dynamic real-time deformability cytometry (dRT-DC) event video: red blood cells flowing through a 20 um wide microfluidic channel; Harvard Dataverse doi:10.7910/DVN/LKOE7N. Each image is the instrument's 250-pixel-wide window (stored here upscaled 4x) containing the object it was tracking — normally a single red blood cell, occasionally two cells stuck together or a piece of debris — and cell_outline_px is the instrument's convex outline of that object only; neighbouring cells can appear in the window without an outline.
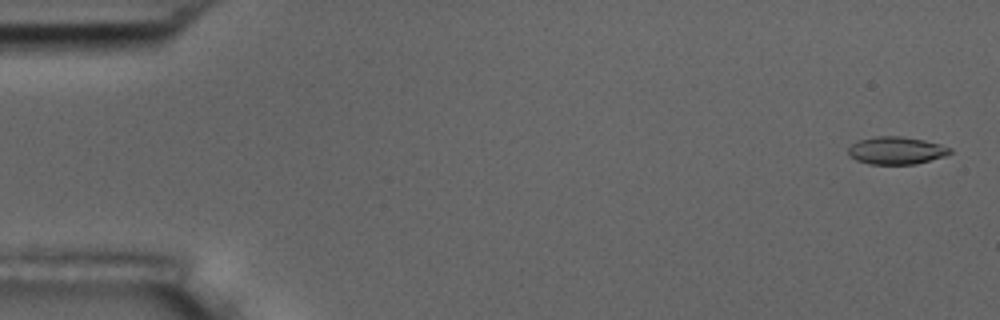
{"species": "common noctule bat (a hibernating species)", "species_latin": "Nyctalus noctula", "temperature_condition": "room temperature", "stored_images_in_passage": 55, "camera_frame_rate_fps": 3000, "um_per_image_px": 0.085, "animal": {"sex": "male", "body_mass_g": 17.5, "forearm_length_mm": 52.3}, "frame": {"image": 1, "passage_image": 2, "time_ms": 0.333, "image_size_px": [1000, 320], "cell_outline_px": [[952, 152], [944, 156], [916, 164], [868, 164], [856, 160], [848, 156], [848, 148], [852, 144], [860, 140], [876, 136], [900, 136], [924, 140], [940, 144], [952, 148]], "centroid_in_image_um": [76.17, 12.8], "position_along_channel_um": 8.8, "area_um2": 16.36}}
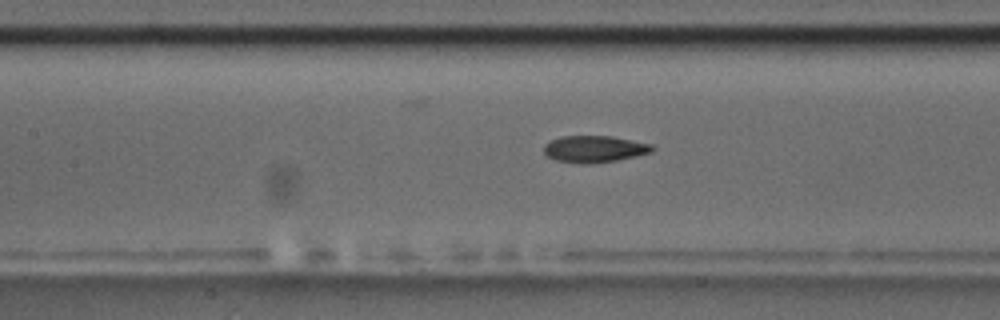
{"frame": {"image": 2, "passage_image": 25, "time_ms": 8.0, "image_size_px": [1000, 320], "cell_outline_px": [[656, 148], [652, 152], [636, 156], [616, 160], [588, 164], [556, 160], [548, 156], [544, 152], [544, 144], [548, 140], [560, 136], [612, 136], [652, 144]], "centroid_in_image_um": [50.53, 12.65], "position_along_channel_um": 156.9, "area_um2": 16.94}}
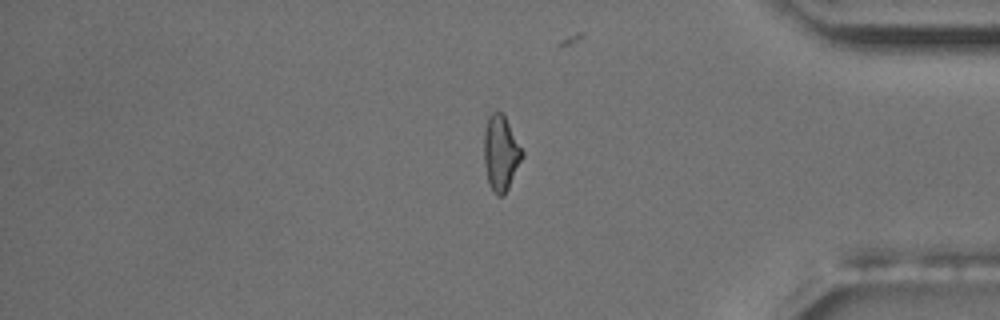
{"frame": {"image": 3, "passage_image": 46, "time_ms": 15.0, "image_size_px": [1000, 320], "cell_outline_px": [[524, 156], [504, 196], [496, 196], [492, 192], [488, 184], [484, 164], [484, 132], [488, 116], [492, 112], [500, 112], [504, 116], [524, 152]], "centroid_in_image_um": [42.56, 13.06], "position_along_channel_um": 392.6, "area_um2": 16.82}, "authors_computed_cell_mechanics": {"area_um2": 16.762, "velocity_mm_per_s": 3.7206, "shape_relaxation_time_tau1_ms": 4.3515, "shape_relaxation_time_tau2_ms": 3.7879, "deformation_change_tau1": 0.1385, "deformation_change_tau2": 0.1021}}